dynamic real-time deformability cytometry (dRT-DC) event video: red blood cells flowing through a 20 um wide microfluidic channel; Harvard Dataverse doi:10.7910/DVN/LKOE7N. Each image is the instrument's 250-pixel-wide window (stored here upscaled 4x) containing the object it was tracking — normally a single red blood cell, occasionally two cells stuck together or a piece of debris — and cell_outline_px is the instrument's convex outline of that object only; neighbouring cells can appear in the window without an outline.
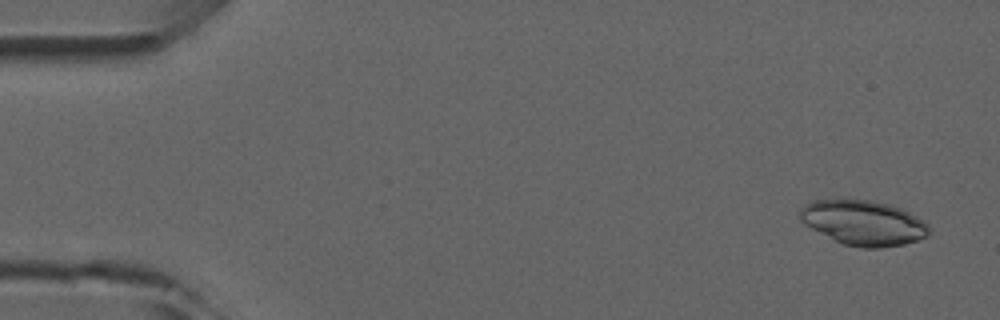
{"species": "common noctule bat (a hibernating species)", "species_latin": "Nyctalus noctula", "temperature_condition": "room temperature", "stored_images_in_passage": 5, "camera_frame_rate_fps": 3000, "um_per_image_px": 0.085, "animal": {"sex": "male", "forearm_length_mm": 52.5}, "frame": {"image": 1, "passage_image": 1, "time_ms": 0.0, "image_size_px": [1000, 320], "cell_outline_px": [[928, 236], [904, 244], [880, 248], [864, 248], [844, 244], [804, 224], [800, 220], [800, 208], [804, 204], [812, 200], [872, 200], [888, 204], [900, 208], [924, 220], [928, 224]], "centroid_in_image_um": [73.4, 18.93], "position_along_channel_um": 11.6, "area_um2": 33.47}}